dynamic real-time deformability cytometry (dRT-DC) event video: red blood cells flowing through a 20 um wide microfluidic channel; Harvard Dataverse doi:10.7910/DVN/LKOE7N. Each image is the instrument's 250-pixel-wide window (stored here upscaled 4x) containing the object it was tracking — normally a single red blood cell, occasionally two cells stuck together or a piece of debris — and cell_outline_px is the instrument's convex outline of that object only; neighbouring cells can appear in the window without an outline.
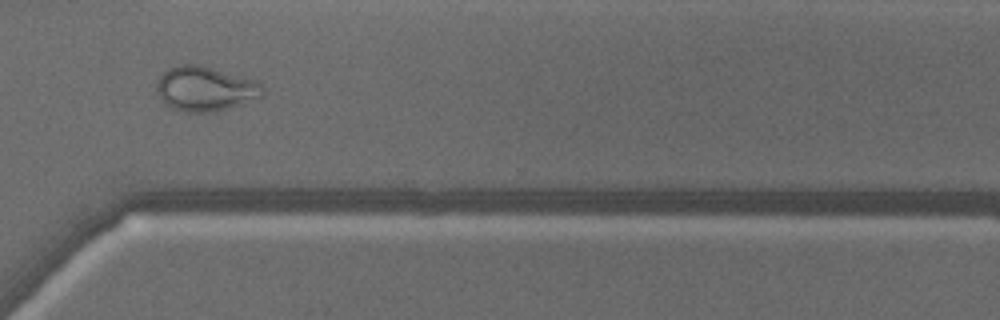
{"species": "common noctule bat (a hibernating species)", "species_latin": "Nyctalus noctula", "temperature_condition": "warm", "stored_images_in_passage": 48, "camera_frame_rate_fps": 3000, "um_per_image_px": 0.085, "animal": {"sex": "male", "body_mass_g": 18.8}, "frame": {"image": 1, "passage_image": 35, "time_ms": 11.333, "image_size_px": [1000, 320], "cell_outline_px": [[264, 96], [216, 112], [184, 112], [172, 108], [156, 92], [156, 84], [160, 76], [168, 68], [176, 64], [204, 64], [256, 80], [264, 88]], "centroid_in_image_um": [17.46, 7.52], "position_along_channel_um": 353.1, "area_um2": 27.92}, "authors_computed_cell_mechanics": {"area_um2": 28.4087, "velocity_mm_per_s": 4.1284, "shape_relaxation_time_tau1_ms": null, "shape_relaxation_time_tau2_ms": 1.1031, "deformation_change_tau1": null, "deformation_change_tau2": 0.0697}}